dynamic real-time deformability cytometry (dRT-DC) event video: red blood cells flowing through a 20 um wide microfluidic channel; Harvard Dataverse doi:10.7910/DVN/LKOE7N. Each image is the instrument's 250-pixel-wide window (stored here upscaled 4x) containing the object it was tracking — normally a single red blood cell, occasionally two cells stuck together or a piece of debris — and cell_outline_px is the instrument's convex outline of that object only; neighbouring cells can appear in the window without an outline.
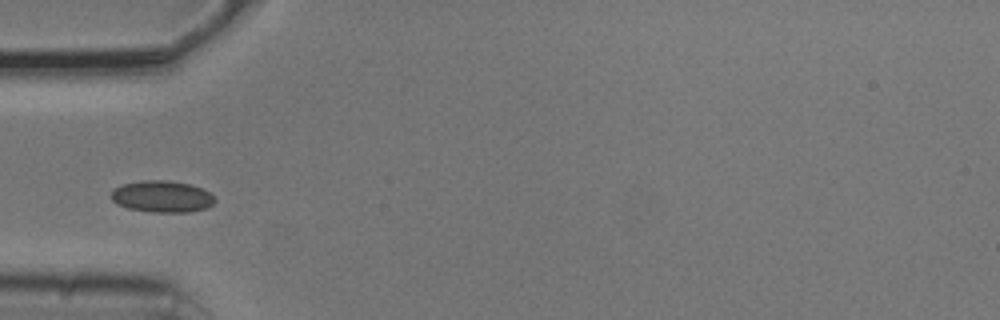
{"species": "common noctule bat (a hibernating species)", "species_latin": "Nyctalus noctula", "temperature_condition": "cold", "stored_images_in_passage": 7, "camera_frame_rate_fps": 3000, "um_per_image_px": 0.085, "animal": {"sex": "male", "body_mass_g": 20.5, "forearm_length_mm": 52.5}, "frame": {"image": 1, "passage_image": 4, "time_ms": 1.0, "image_size_px": [1000, 320], "cell_outline_px": [[216, 200], [212, 204], [204, 208], [188, 212], [152, 212], [128, 208], [116, 204], [112, 200], [112, 188], [124, 184], [144, 180], [168, 180], [192, 184], [208, 192]], "centroid_in_image_um": [13.74, 16.7], "position_along_channel_um": 71.3, "area_um2": 19.02}}
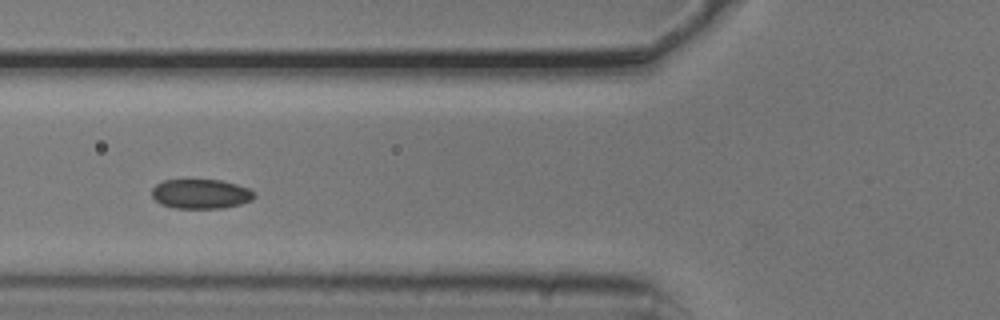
{"frame": {"image": 2, "passage_image": 5, "time_ms": 1.333, "image_size_px": [1000, 320], "cell_outline_px": [[256, 196], [252, 200], [240, 204], [224, 208], [176, 208], [160, 204], [152, 196], [152, 188], [156, 184], [164, 180], [220, 180], [236, 184], [248, 188], [256, 192]], "centroid_in_image_um": [17.09, 16.48], "position_along_channel_um": 108.7, "area_um2": 17.69}}
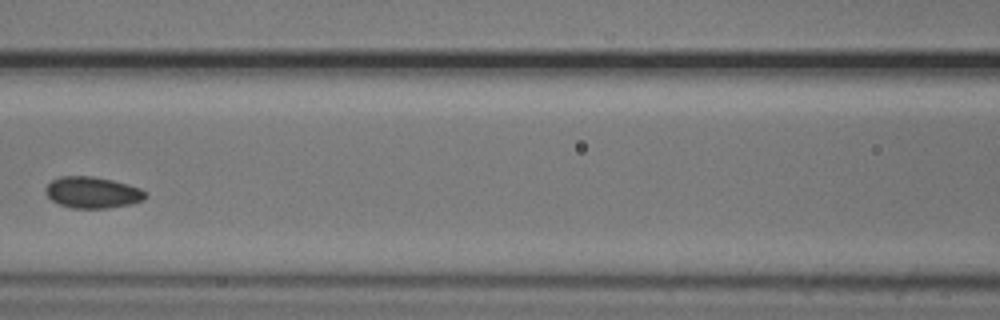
{"frame": {"image": 3, "passage_image": 6, "time_ms": 1.667, "image_size_px": [1000, 320], "cell_outline_px": [[148, 196], [144, 200], [132, 204], [108, 208], [72, 208], [60, 204], [52, 200], [44, 192], [48, 184], [52, 180], [60, 176], [92, 176], [112, 180], [128, 184], [140, 188], [148, 192]], "centroid_in_image_um": [7.9, 16.36], "position_along_channel_um": 158.7, "area_um2": 18.38}}